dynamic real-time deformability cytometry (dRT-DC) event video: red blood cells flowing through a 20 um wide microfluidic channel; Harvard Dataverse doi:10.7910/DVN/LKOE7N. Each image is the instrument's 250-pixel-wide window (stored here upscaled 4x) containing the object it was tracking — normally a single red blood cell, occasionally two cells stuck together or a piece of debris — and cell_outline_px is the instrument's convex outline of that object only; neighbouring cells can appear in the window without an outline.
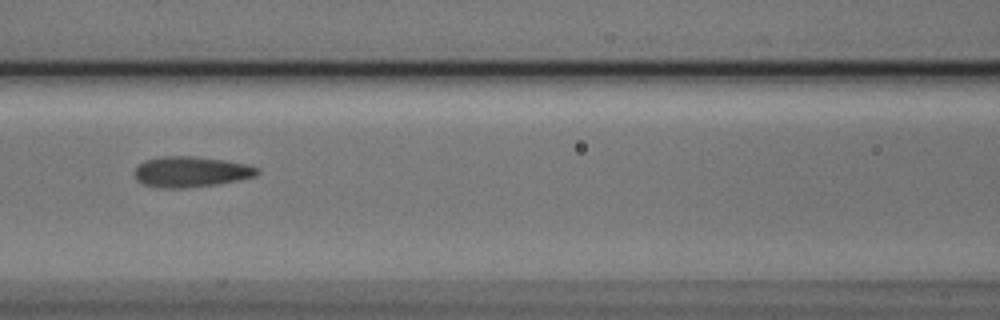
{"species": "Egyptian fruit bat (a non-hibernating species)", "species_latin": "Rousettus aegyptiacus", "temperature_condition": "cold", "stored_images_in_passage": 5, "camera_frame_rate_fps": 3000, "um_per_image_px": 0.085, "animal": {"sex": "male"}, "frame": {"image": 1, "passage_image": 3, "time_ms": 0.667, "image_size_px": [1000, 320], "cell_outline_px": [[260, 172], [256, 176], [216, 184], [184, 188], [160, 188], [144, 184], [136, 180], [136, 168], [144, 160], [160, 156], [196, 156], [224, 160], [248, 164], [260, 168]], "centroid_in_image_um": [16.25, 14.59], "position_along_channel_um": 150.4, "area_um2": 21.91}}
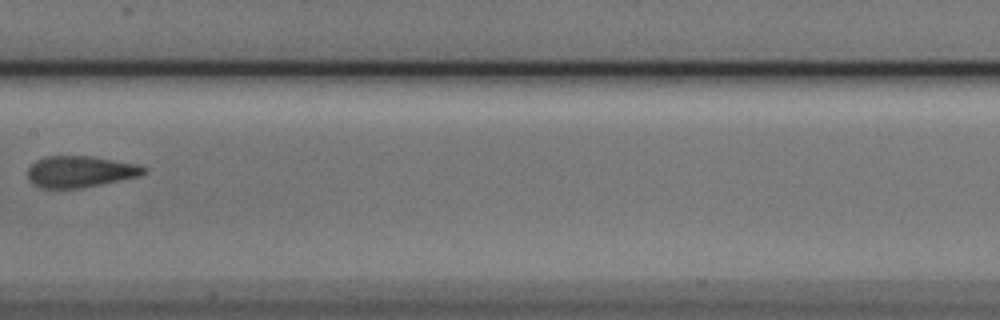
{"frame": {"image": 2, "passage_image": 4, "time_ms": 1.0, "image_size_px": [1000, 320], "cell_outline_px": [[148, 172], [140, 176], [80, 188], [40, 188], [32, 184], [28, 180], [28, 168], [36, 160], [48, 156], [92, 156], [136, 164], [148, 168]], "centroid_in_image_um": [6.81, 14.59], "position_along_channel_um": 200.6, "area_um2": 21.27}}
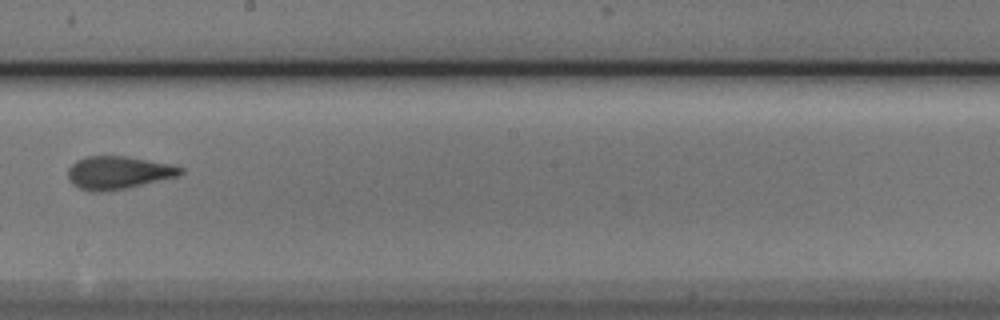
{"frame": {"image": 3, "passage_image": 5, "time_ms": 1.333, "image_size_px": [1000, 320], "cell_outline_px": [[184, 172], [176, 176], [124, 188], [104, 192], [92, 192], [80, 188], [72, 184], [68, 176], [68, 168], [76, 160], [88, 156], [124, 156], [172, 164], [184, 168]], "centroid_in_image_um": [10.02, 14.67], "position_along_channel_um": 238.2, "area_um2": 21.33}}